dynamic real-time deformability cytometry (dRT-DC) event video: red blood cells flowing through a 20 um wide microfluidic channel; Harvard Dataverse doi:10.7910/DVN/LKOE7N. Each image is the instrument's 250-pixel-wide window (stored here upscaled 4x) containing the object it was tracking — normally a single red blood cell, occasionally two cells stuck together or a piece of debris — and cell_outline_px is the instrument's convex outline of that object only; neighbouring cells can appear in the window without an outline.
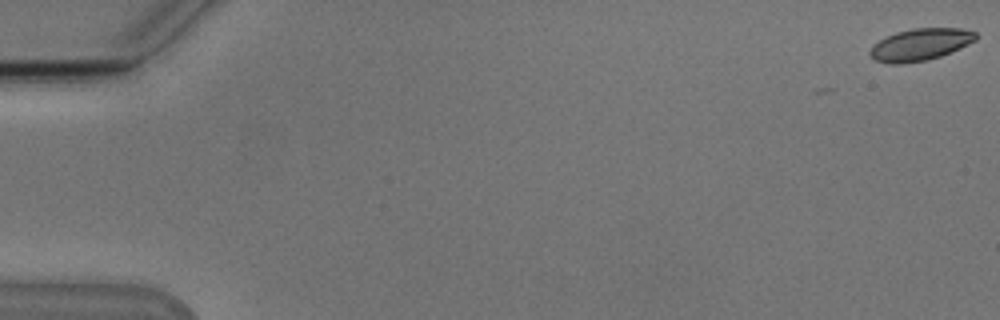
{"species": "Egyptian fruit bat (a non-hibernating species)", "species_latin": "Rousettus aegyptiacus", "temperature_condition": "cold", "stored_images_in_passage": 7, "camera_frame_rate_fps": 3000, "um_per_image_px": 0.085, "animal": {"sex": "male"}, "frame": {"image": 1, "passage_image": 1, "time_ms": 0.0, "image_size_px": [1000, 320], "cell_outline_px": [[976, 40], [960, 48], [940, 56], [928, 60], [904, 64], [888, 64], [872, 60], [868, 52], [872, 44], [896, 32], [912, 28], [960, 28], [976, 32]], "centroid_in_image_um": [78.17, 3.8], "position_along_channel_um": 6.8, "area_um2": 19.94}}